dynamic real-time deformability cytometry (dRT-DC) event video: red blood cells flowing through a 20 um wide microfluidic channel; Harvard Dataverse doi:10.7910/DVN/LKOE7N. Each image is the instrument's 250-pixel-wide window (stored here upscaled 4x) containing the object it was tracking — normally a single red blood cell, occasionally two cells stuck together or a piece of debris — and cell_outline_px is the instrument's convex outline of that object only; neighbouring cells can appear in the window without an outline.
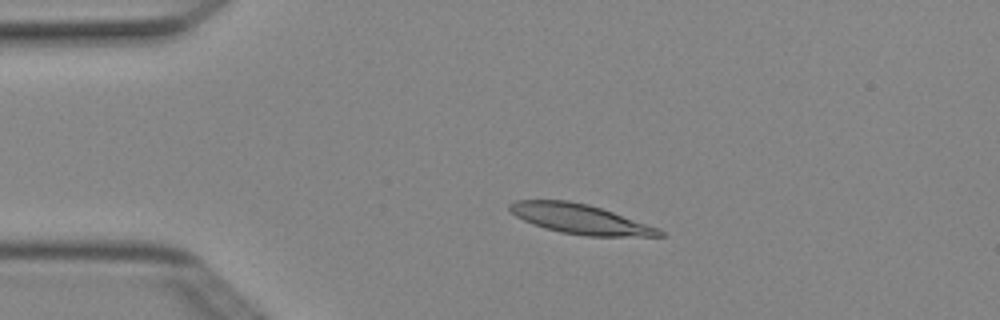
{"species": "Egyptian fruit bat (a non-hibernating species)", "species_latin": "Rousettus aegyptiacus", "temperature_condition": "cold", "stored_images_in_passage": 4, "camera_frame_rate_fps": 3000, "um_per_image_px": 0.085, "animal": {"sex": "female"}, "frame": {"image": 1, "passage_image": 3, "time_ms": 0.667, "image_size_px": [1000, 320], "cell_outline_px": [[664, 236], [588, 236], [560, 232], [544, 228], [532, 224], [516, 216], [508, 208], [508, 204], [516, 200], [568, 200], [588, 204], [612, 212], [656, 228], [664, 232]], "centroid_in_image_um": [49.23, 18.61], "position_along_channel_um": 35.8, "area_um2": 25.49}}